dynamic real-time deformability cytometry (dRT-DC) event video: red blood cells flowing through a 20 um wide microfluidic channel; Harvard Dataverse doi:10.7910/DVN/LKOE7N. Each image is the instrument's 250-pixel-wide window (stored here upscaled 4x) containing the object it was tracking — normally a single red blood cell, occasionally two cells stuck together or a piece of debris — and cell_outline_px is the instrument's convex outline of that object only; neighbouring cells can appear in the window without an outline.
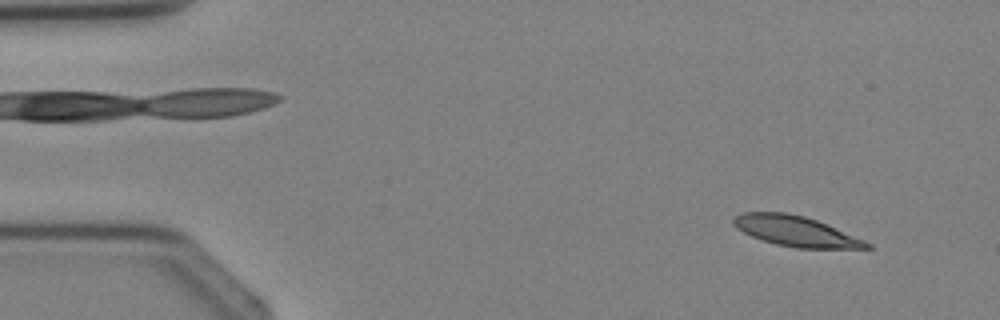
{"species": "Egyptian fruit bat (a non-hibernating species)", "species_latin": "Rousettus aegyptiacus", "temperature_condition": "cold", "stored_images_in_passage": 3, "camera_frame_rate_fps": 3000, "um_per_image_px": 0.085, "animal": {"sex": "female"}, "frame": {"image": 1, "passage_image": 3, "time_ms": 2.333, "image_size_px": [1000, 320], "cell_outline_px": [[876, 248], [796, 248], [776, 244], [752, 236], [736, 228], [732, 224], [732, 216], [740, 212], [788, 212], [804, 216], [828, 224], [864, 240], [872, 244]], "centroid_in_image_um": [67.62, 19.63], "position_along_channel_um": 17.4, "area_um2": 23.64}}